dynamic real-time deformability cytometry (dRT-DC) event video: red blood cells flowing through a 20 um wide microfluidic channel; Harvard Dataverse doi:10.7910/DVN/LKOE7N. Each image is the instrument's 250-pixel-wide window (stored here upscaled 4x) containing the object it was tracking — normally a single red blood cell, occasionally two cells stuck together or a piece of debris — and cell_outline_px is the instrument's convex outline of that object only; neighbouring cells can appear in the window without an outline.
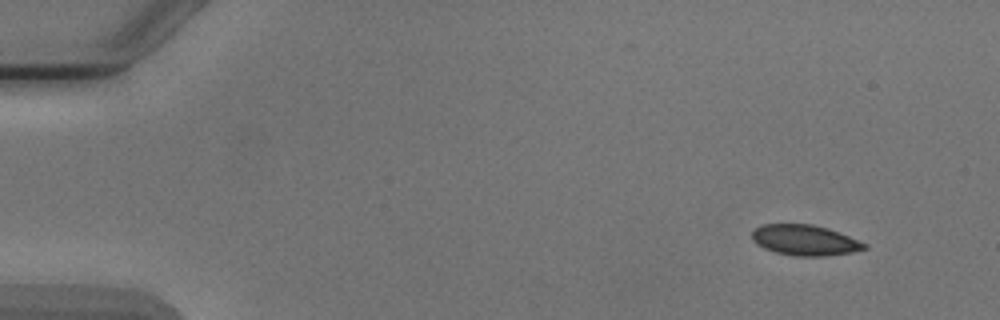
{"species": "Egyptian fruit bat (a non-hibernating species)", "species_latin": "Rousettus aegyptiacus", "temperature_condition": "cold", "stored_images_in_passage": 6, "camera_frame_rate_fps": 3000, "um_per_image_px": 0.085, "animal": {"sex": "male"}, "frame": {"image": 1, "passage_image": 1, "time_ms": 0.0, "image_size_px": [1000, 320], "cell_outline_px": [[868, 248], [852, 252], [828, 256], [792, 256], [776, 252], [764, 248], [756, 244], [752, 240], [752, 232], [756, 228], [764, 224], [812, 224], [828, 228], [840, 232], [868, 244]], "centroid_in_image_um": [68.44, 20.42], "position_along_channel_um": 16.6, "area_um2": 20.17}}
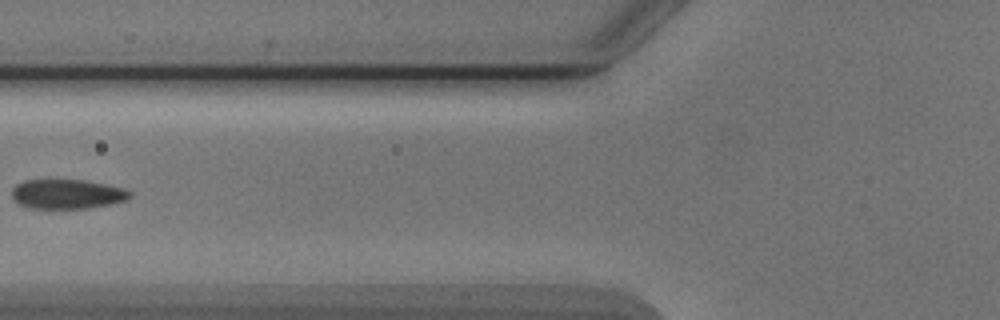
{"frame": {"image": 2, "passage_image": 5, "time_ms": 5.667, "image_size_px": [1000, 320], "cell_outline_px": [[132, 196], [128, 200], [88, 208], [28, 208], [12, 200], [12, 188], [16, 184], [24, 180], [84, 180], [124, 188], [132, 192]], "centroid_in_image_um": [5.69, 16.49], "position_along_channel_um": 120.1, "area_um2": 20.35}}
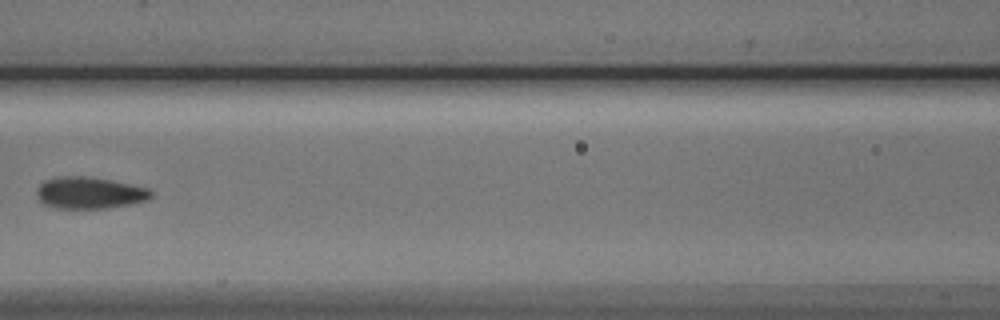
{"frame": {"image": 3, "passage_image": 6, "time_ms": 6.667, "image_size_px": [1000, 320], "cell_outline_px": [[152, 196], [148, 200], [132, 204], [108, 208], [52, 208], [44, 204], [36, 196], [36, 188], [44, 180], [56, 176], [80, 176], [108, 180], [148, 188], [152, 192]], "centroid_in_image_um": [7.56, 16.4], "position_along_channel_um": 159.0, "area_um2": 21.15}}